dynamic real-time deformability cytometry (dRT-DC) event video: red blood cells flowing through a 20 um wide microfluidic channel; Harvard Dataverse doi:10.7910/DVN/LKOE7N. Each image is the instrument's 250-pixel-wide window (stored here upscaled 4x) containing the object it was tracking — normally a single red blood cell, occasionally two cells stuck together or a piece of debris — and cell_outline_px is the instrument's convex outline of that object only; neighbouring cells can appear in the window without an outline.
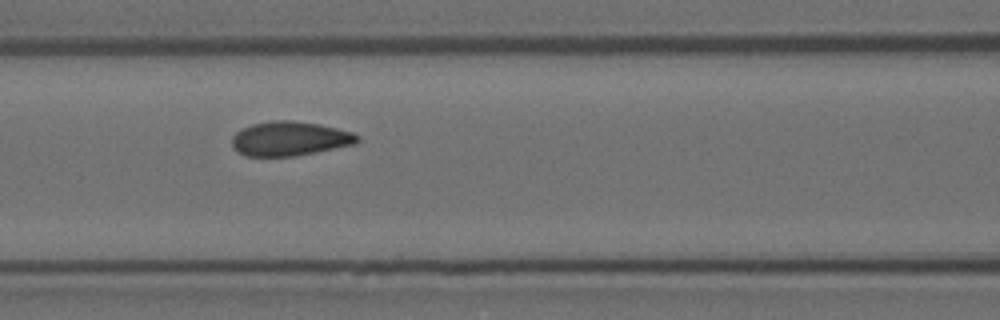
{"species": "Egyptian fruit bat (a non-hibernating species)", "species_latin": "Rousettus aegyptiacus", "temperature_condition": "room temperature", "stored_images_in_passage": 15, "camera_frame_rate_fps": 3000, "um_per_image_px": 0.085, "animal": {"sex": "female"}, "frame": {"image": 1, "passage_image": 7, "time_ms": 2.0, "image_size_px": [1000, 320], "cell_outline_px": [[360, 140], [356, 144], [316, 152], [292, 156], [244, 156], [236, 152], [232, 148], [232, 136], [236, 132], [252, 124], [272, 120], [292, 120], [320, 124], [352, 132], [360, 136]], "centroid_in_image_um": [24.62, 11.79], "position_along_channel_um": 142.0, "area_um2": 25.26}}
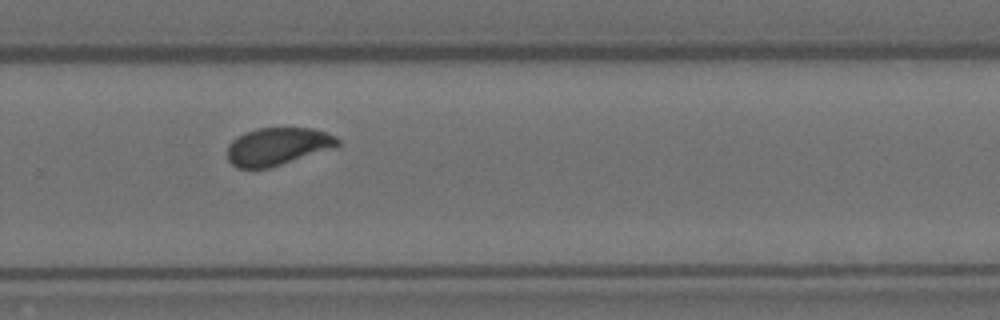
{"frame": {"image": 2, "passage_image": 11, "time_ms": 3.333, "image_size_px": [1000, 320], "cell_outline_px": [[340, 144], [336, 148], [268, 168], [236, 168], [228, 160], [228, 144], [236, 136], [244, 132], [256, 128], [312, 128], [328, 132], [336, 136], [340, 140]], "centroid_in_image_um": [23.62, 12.43], "position_along_channel_um": 306.2, "area_um2": 24.51}}
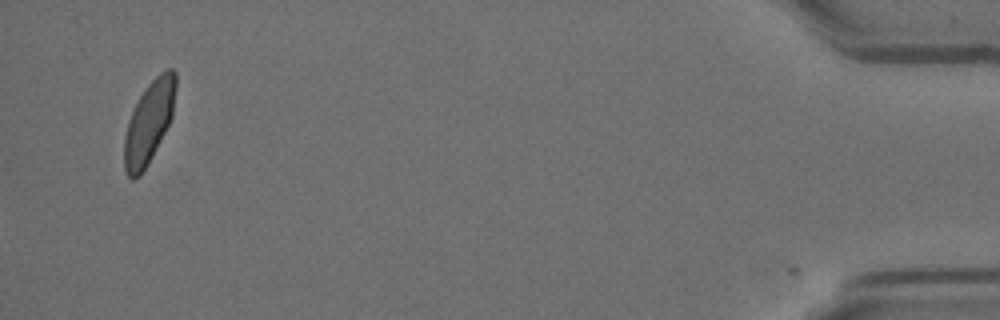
{"frame": {"image": 3, "passage_image": 15, "time_ms": 4.667, "image_size_px": [1000, 320], "cell_outline_px": [[176, 88], [172, 116], [164, 132], [140, 176], [132, 180], [128, 176], [124, 168], [124, 136], [128, 120], [140, 96], [148, 84], [160, 72], [168, 68], [172, 68], [176, 72]], "centroid_in_image_um": [12.65, 10.36], "position_along_channel_um": 422.5, "area_um2": 24.16}}